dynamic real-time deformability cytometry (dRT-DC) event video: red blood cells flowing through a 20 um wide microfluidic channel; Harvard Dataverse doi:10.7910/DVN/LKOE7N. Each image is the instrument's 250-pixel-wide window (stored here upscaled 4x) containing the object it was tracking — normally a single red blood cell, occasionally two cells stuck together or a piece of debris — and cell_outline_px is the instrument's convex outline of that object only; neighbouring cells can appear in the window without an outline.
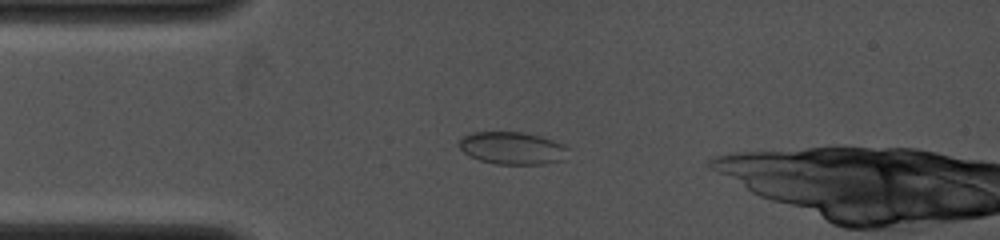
{"species": "common noctule bat (a hibernating species)", "species_latin": "Nyctalus noctula", "temperature_condition": "cold", "stored_images_in_passage": 26, "camera_frame_rate_fps": 4000, "um_per_image_px": 0.085, "animal": {"sex": "female", "body_mass_g": 19.0, "forearm_length_mm": 53.3}, "frame": {"image": 1, "passage_image": 4, "time_ms": 1.5, "image_size_px": [1000, 240], "cell_outline_px": [[568, 148], [564, 160], [544, 164], [496, 164], [480, 160], [464, 152], [460, 148], [460, 140], [464, 136], [472, 132], [524, 132], [540, 136], [564, 144]], "centroid_in_image_um": [43.58, 12.59], "position_along_channel_um": 41.4, "area_um2": 20.52}}
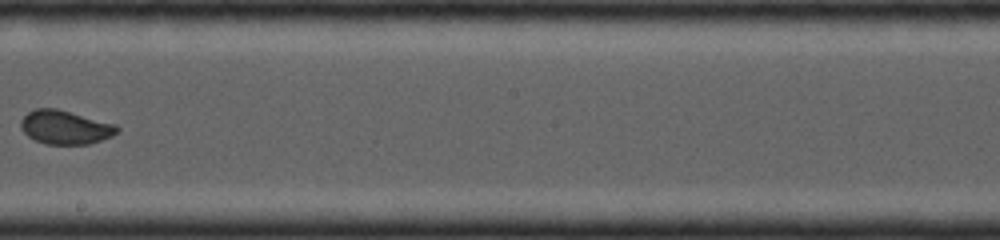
{"frame": {"image": 2, "passage_image": 14, "time_ms": 6.5, "image_size_px": [1000, 240], "cell_outline_px": [[120, 128], [112, 136], [88, 144], [44, 144], [28, 136], [20, 128], [20, 120], [28, 112], [36, 108], [56, 108], [116, 124]], "centroid_in_image_um": [5.52, 10.81], "position_along_channel_um": 242.7, "area_um2": 18.9}}
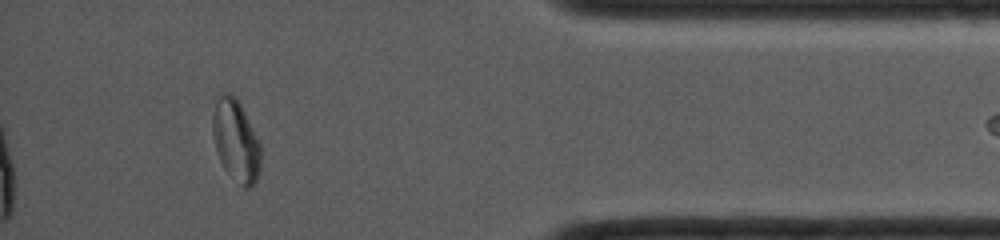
{"frame": {"image": 3, "passage_image": 23, "time_ms": 11.0, "image_size_px": [1000, 240], "cell_outline_px": [[260, 168], [256, 180], [252, 188], [244, 188], [224, 168], [220, 160], [216, 148], [212, 132], [212, 120], [216, 104], [220, 96], [224, 92], [228, 92], [236, 96], [260, 144]], "centroid_in_image_um": [20.05, 11.97], "position_along_channel_um": 415.1, "area_um2": 22.43}}